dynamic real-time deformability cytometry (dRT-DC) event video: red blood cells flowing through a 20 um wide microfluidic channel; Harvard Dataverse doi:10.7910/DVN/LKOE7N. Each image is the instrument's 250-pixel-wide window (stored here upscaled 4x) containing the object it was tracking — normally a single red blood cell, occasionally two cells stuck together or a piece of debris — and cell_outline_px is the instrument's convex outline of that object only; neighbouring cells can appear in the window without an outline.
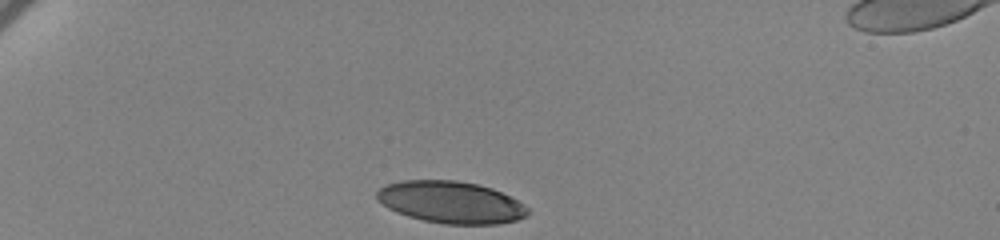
{"species": "human", "species_latin": "Homo sapiens", "temperature_condition": "cold", "stored_images_in_passage": 37, "camera_frame_rate_fps": 3000, "um_per_image_px": 0.085, "donor": {"sex": "female"}, "frame": {"image": 1, "passage_image": 1, "time_ms": 0.0, "image_size_px": [1000, 240], "cell_outline_px": [[528, 212], [524, 216], [516, 220], [496, 224], [444, 224], [424, 220], [408, 216], [396, 212], [388, 208], [376, 200], [376, 192], [380, 188], [388, 184], [400, 180], [456, 180], [480, 184], [492, 188], [512, 196], [524, 204], [528, 208]], "centroid_in_image_um": [38.32, 17.18], "position_along_channel_um": 46.7, "area_um2": 37.11}}
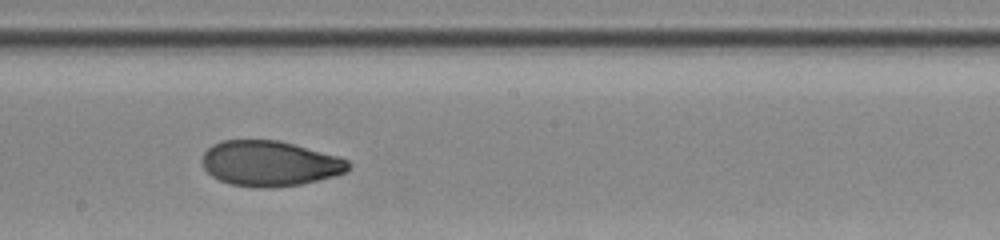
{"frame": {"image": 2, "passage_image": 21, "time_ms": 6.667, "image_size_px": [1000, 240], "cell_outline_px": [[352, 164], [348, 172], [300, 184], [272, 188], [252, 188], [228, 184], [212, 176], [204, 168], [204, 152], [212, 144], [224, 140], [280, 140], [340, 156], [348, 160]], "centroid_in_image_um": [22.96, 13.9], "position_along_channel_um": 225.2, "area_um2": 38.9}}
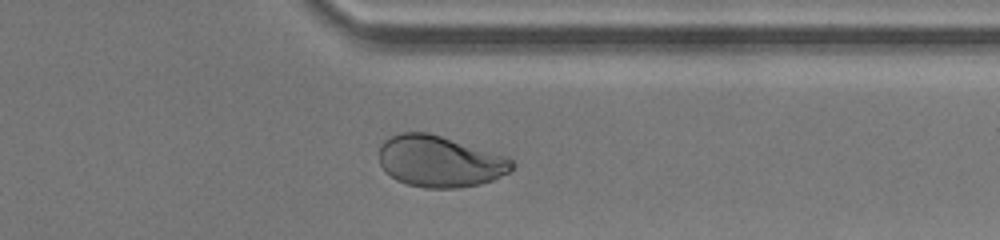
{"frame": {"image": 3, "passage_image": 34, "time_ms": 11.0, "image_size_px": [1000, 240], "cell_outline_px": [[516, 164], [508, 172], [492, 180], [480, 184], [460, 188], [424, 188], [408, 184], [396, 180], [380, 164], [380, 144], [384, 140], [400, 132], [428, 132], [508, 156]], "centroid_in_image_um": [37.4, 13.71], "position_along_channel_um": 374.0, "area_um2": 39.77}, "authors_computed_cell_mechanics": {"area_um2": 38.9572, "velocity_mm_per_s": 3.4378, "shape_relaxation_time_tau1_ms": 6.0804, "shape_relaxation_time_tau2_ms": 1.5548, "deformation_change_tau1": 0.1856, "deformation_change_tau2": 0.0527}}